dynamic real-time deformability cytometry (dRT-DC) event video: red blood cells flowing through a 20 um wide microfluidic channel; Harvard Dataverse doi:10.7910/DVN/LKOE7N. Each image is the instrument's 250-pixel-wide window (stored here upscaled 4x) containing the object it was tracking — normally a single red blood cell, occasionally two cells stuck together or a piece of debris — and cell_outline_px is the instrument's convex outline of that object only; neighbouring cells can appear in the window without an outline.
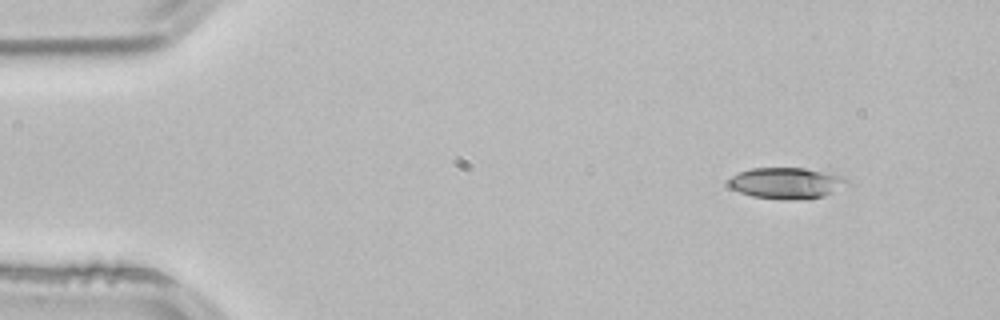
{"species": "common noctule bat (a hibernating species)", "species_latin": "Nyctalus noctula", "temperature_condition": "room temperature", "stored_images_in_passage": 3, "camera_frame_rate_fps": 3000, "um_per_image_px": 0.085, "animal": {"sex": "male", "body_mass_g": 21.5, "forearm_length_mm": 52.0}, "frame": {"image": 1, "passage_image": 1, "time_ms": 0.0, "image_size_px": [1000, 320], "cell_outline_px": [[852, 184], [824, 196], [792, 200], [788, 200], [752, 196], [740, 192], [732, 188], [728, 184], [728, 180], [732, 176], [740, 172], [752, 168], [804, 168], [828, 172], [844, 176]], "centroid_in_image_um": [66.91, 15.56], "position_along_channel_um": 18.1, "area_um2": 21.62}}
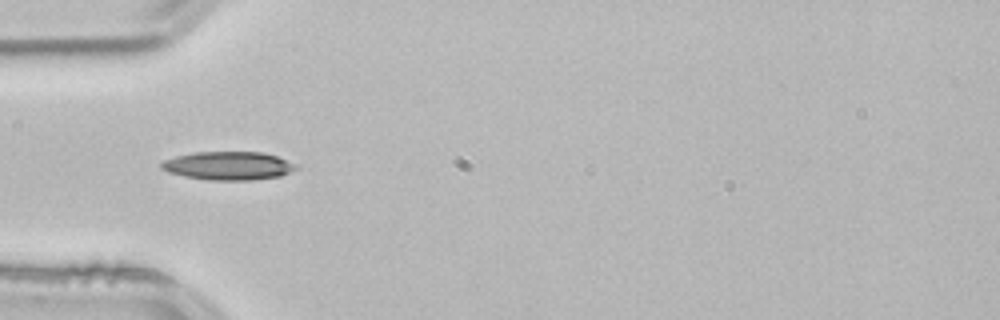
{"frame": {"image": 2, "passage_image": 3, "time_ms": 0.667, "image_size_px": [1000, 320], "cell_outline_px": [[300, 168], [280, 176], [252, 180], [208, 180], [184, 176], [168, 172], [160, 168], [160, 164], [164, 160], [176, 156], [196, 152], [264, 152], [276, 156], [296, 164]], "centroid_in_image_um": [19.42, 14.09], "position_along_channel_um": 65.6, "area_um2": 22.31}}